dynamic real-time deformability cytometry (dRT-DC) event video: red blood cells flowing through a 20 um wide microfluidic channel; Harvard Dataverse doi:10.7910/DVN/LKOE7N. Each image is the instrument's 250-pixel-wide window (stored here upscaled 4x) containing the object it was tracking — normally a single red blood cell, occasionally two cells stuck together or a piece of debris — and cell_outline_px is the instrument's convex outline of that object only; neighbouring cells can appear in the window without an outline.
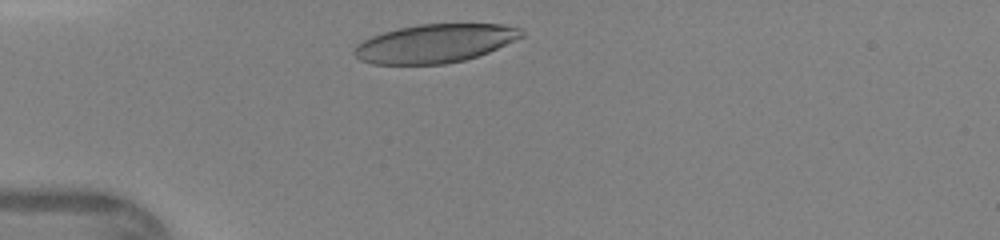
{"species": "human", "species_latin": "Homo sapiens", "temperature_condition": "warm", "stored_images_in_passage": 27, "camera_frame_rate_fps": 3000, "um_per_image_px": 0.085, "donor": {"sex": "female"}, "frame": {"image": 1, "passage_image": 2, "time_ms": 0.333, "image_size_px": [1000, 240], "cell_outline_px": [[524, 36], [516, 40], [488, 52], [464, 60], [444, 64], [372, 64], [360, 60], [352, 52], [356, 44], [372, 36], [384, 32], [400, 28], [420, 24], [504, 24], [520, 28], [524, 32]], "centroid_in_image_um": [36.97, 3.69], "position_along_channel_um": 48.0, "area_um2": 37.45}}
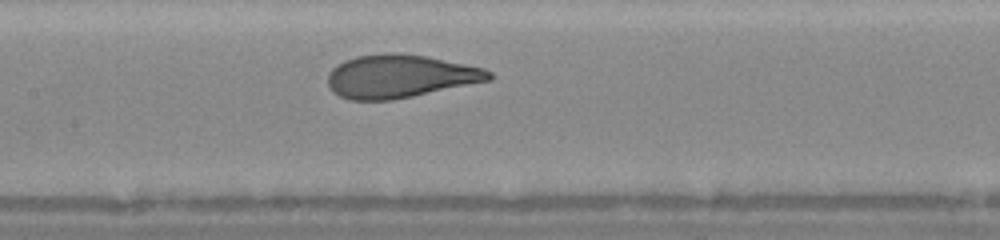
{"frame": {"image": 2, "passage_image": 12, "time_ms": 3.667, "image_size_px": [1000, 240], "cell_outline_px": [[492, 80], [392, 100], [348, 100], [332, 92], [328, 84], [328, 72], [332, 68], [344, 60], [356, 56], [424, 56], [484, 68], [492, 72]], "centroid_in_image_um": [33.99, 6.53], "position_along_channel_um": 173.4, "area_um2": 39.42}}
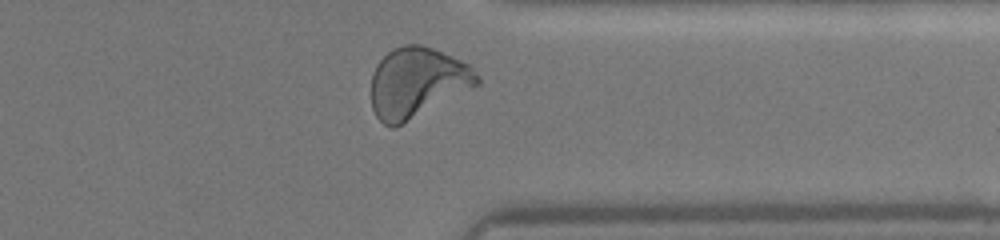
{"frame": {"image": 3, "passage_image": 26, "time_ms": 8.333, "image_size_px": [1000, 240], "cell_outline_px": [[480, 84], [396, 128], [392, 128], [384, 124], [376, 116], [372, 108], [372, 72], [376, 64], [392, 48], [404, 44], [420, 44], [432, 48], [452, 56], [468, 64], [472, 68], [480, 80]], "centroid_in_image_um": [35.44, 7.02], "position_along_channel_um": 376.0, "area_um2": 43.35}}